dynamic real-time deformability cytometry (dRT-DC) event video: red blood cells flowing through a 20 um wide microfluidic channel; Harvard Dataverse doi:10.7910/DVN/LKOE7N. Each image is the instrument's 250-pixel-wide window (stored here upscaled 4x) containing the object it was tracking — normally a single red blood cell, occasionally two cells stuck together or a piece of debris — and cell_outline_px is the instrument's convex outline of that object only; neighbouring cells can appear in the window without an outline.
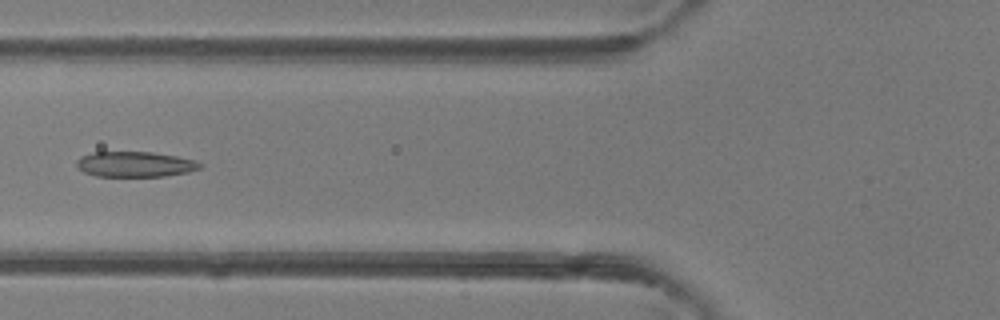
{"species": "common noctule bat (a hibernating species)", "species_latin": "Nyctalus noctula", "temperature_condition": "room temperature", "stored_images_in_passage": 5, "camera_frame_rate_fps": 3000, "um_per_image_px": 0.085, "animal": {"sex": "female"}, "frame": {"image": 1, "passage_image": 5, "time_ms": 5.333, "image_size_px": [1000, 320], "cell_outline_px": [[204, 164], [200, 168], [188, 172], [164, 176], [96, 176], [84, 172], [76, 168], [76, 160], [80, 156], [92, 152], [152, 152], [176, 156], [196, 160]], "centroid_in_image_um": [11.46, 13.96], "position_along_channel_um": 114.3, "area_um2": 18.38}}